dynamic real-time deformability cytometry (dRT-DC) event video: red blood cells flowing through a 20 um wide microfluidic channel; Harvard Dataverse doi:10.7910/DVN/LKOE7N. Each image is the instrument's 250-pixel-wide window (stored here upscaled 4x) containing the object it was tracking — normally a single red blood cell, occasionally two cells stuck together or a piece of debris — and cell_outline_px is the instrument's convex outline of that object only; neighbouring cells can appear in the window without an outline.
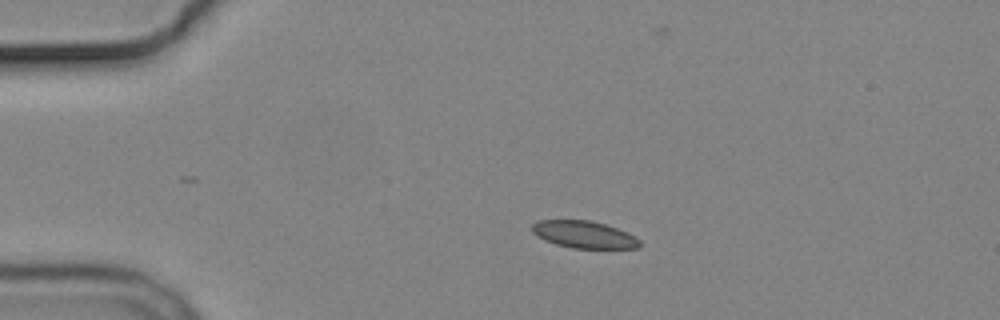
{"species": "common noctule bat (a hibernating species)", "species_latin": "Nyctalus noctula", "temperature_condition": "cold", "stored_images_in_passage": 5, "camera_frame_rate_fps": 3000, "um_per_image_px": 0.085, "animal": {"sex": "male", "body_mass_g": 19.2, "forearm_length_mm": 51.8}, "frame": {"image": 1, "passage_image": 4, "time_ms": 3.333, "image_size_px": [1000, 320], "cell_outline_px": [[640, 248], [572, 248], [556, 244], [544, 240], [536, 236], [532, 232], [532, 224], [540, 220], [588, 220], [604, 224], [628, 232], [636, 236], [640, 240]], "centroid_in_image_um": [49.64, 19.94], "position_along_channel_um": 35.4, "area_um2": 17.05}}